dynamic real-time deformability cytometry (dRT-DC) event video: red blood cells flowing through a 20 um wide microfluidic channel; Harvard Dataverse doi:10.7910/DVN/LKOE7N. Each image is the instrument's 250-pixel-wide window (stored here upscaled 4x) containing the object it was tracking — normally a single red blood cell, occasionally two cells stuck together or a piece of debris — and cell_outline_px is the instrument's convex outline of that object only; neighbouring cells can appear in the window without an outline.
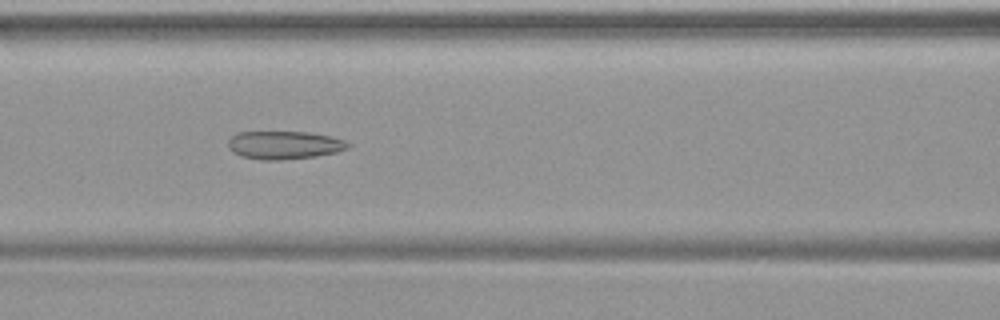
{"species": "common noctule bat (a hibernating species)", "species_latin": "Nyctalus noctula", "temperature_condition": "warm", "stored_images_in_passage": 48, "camera_frame_rate_fps": 3000, "um_per_image_px": 0.085, "animal": {"sex": "female", "body_mass_g": 19.9}, "frame": {"image": 1, "passage_image": 21, "time_ms": 6.667, "image_size_px": [1000, 320], "cell_outline_px": [[352, 144], [348, 148], [336, 152], [316, 156], [280, 160], [264, 160], [240, 156], [232, 152], [228, 148], [228, 140], [236, 132], [312, 132], [332, 136], [344, 140]], "centroid_in_image_um": [24.16, 12.32], "position_along_channel_um": 142.4, "area_um2": 19.83}}
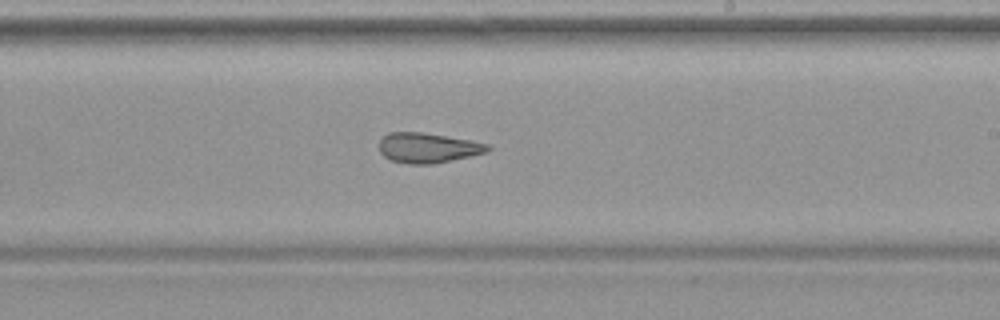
{"frame": {"image": 2, "passage_image": 29, "time_ms": 9.333, "image_size_px": [1000, 320], "cell_outline_px": [[492, 148], [488, 152], [452, 160], [432, 164], [408, 164], [392, 160], [384, 156], [380, 152], [380, 140], [388, 132], [420, 132], [472, 140], [488, 144]], "centroid_in_image_um": [36.39, 12.56], "position_along_channel_um": 252.6, "area_um2": 18.96}}
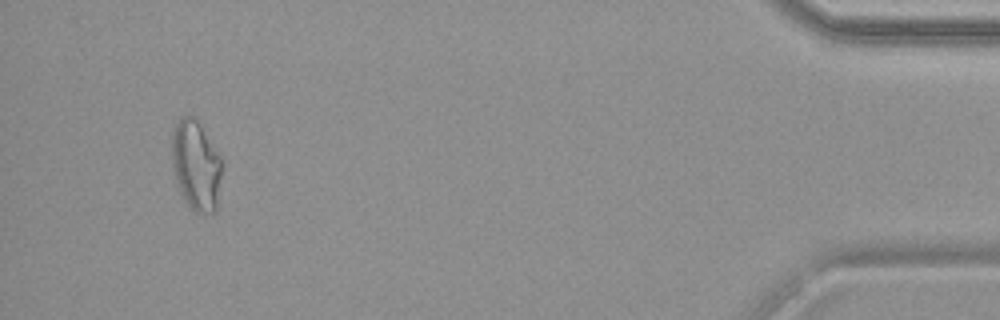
{"frame": {"image": 3, "passage_image": 46, "time_ms": 15.0, "image_size_px": [1000, 320], "cell_outline_px": [[224, 156], [216, 208], [212, 212], [196, 212], [188, 204], [180, 192], [176, 184], [172, 164], [172, 128], [180, 116], [196, 116]], "centroid_in_image_um": [16.68, 13.95], "position_along_channel_um": 418.5, "area_um2": 27.05}}